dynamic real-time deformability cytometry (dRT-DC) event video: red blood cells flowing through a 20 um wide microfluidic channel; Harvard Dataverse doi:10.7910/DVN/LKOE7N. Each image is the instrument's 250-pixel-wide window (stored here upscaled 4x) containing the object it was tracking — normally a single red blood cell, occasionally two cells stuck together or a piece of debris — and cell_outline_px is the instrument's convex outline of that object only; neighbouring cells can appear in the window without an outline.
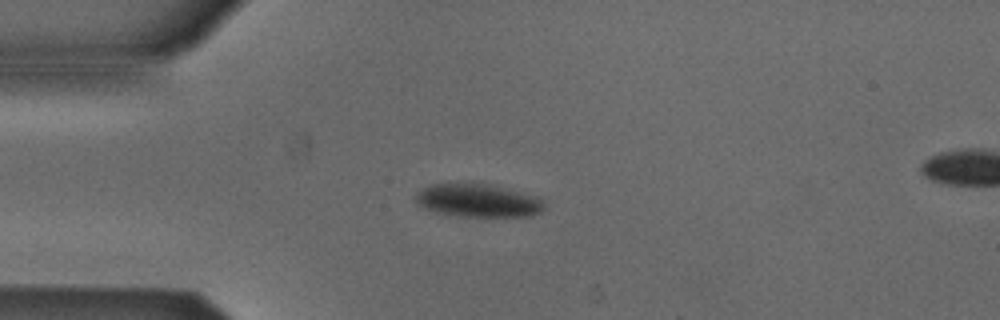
{"species": "Egyptian fruit bat (a non-hibernating species)", "species_latin": "Rousettus aegyptiacus", "temperature_condition": "cold", "stored_images_in_passage": 51, "camera_frame_rate_fps": 3000, "um_per_image_px": 0.085, "animal": {"sex": "male"}, "frame": {"image": 1, "passage_image": 12, "time_ms": 3.667, "image_size_px": [1000, 320], "cell_outline_px": [[544, 208], [540, 212], [532, 216], [444, 216], [424, 208], [416, 204], [416, 196], [428, 184], [468, 180], [488, 184], [536, 196], [544, 204]], "centroid_in_image_um": [40.54, 17.02], "position_along_channel_um": 44.5, "area_um2": 25.49}}
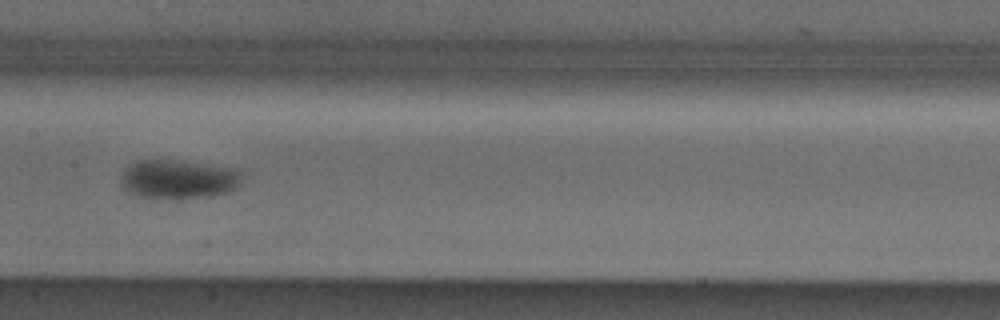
{"frame": {"image": 2, "passage_image": 25, "time_ms": 8.0, "image_size_px": [1000, 320], "cell_outline_px": [[240, 184], [236, 188], [228, 192], [208, 196], [152, 200], [128, 192], [120, 184], [120, 176], [132, 164], [140, 160], [172, 160], [240, 168]], "centroid_in_image_um": [15.16, 15.25], "position_along_channel_um": 192.2, "area_um2": 27.69}}
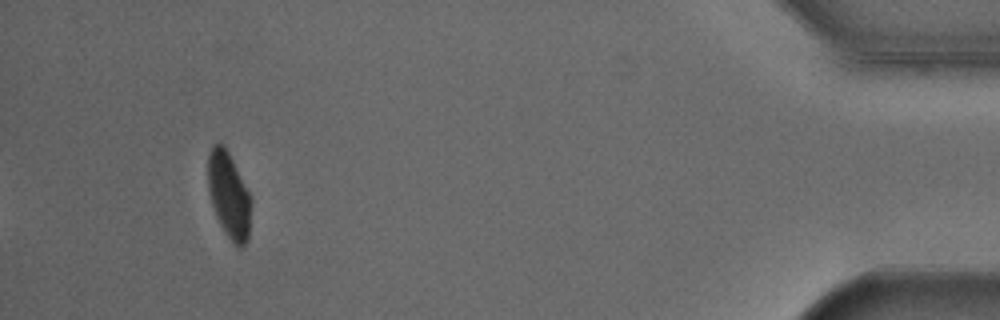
{"frame": {"image": 3, "passage_image": 48, "time_ms": 15.667, "image_size_px": [1000, 320], "cell_outline_px": [[252, 200], [248, 240], [240, 248], [236, 248], [232, 244], [224, 232], [216, 216], [208, 192], [208, 152], [212, 144], [224, 144], [252, 196]], "centroid_in_image_um": [19.47, 16.61], "position_along_channel_um": 415.7, "area_um2": 22.08}, "authors_computed_cell_mechanics": {"area_um2": 25.0852, "velocity_mm_per_s": 3.8615, "shape_relaxation_time_tau1_ms": 7.3081, "shape_relaxation_time_tau2_ms": null, "deformation_change_tau1": 0.1203, "deformation_change_tau2": null}}